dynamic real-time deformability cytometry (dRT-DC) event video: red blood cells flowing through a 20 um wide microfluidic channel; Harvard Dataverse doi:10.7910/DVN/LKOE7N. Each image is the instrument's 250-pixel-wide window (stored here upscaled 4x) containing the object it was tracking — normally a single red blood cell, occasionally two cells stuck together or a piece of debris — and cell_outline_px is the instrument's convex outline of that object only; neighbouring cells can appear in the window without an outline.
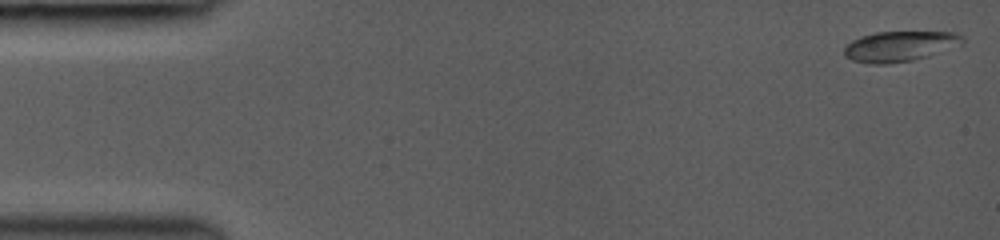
{"species": "common noctule bat (a hibernating species)", "species_latin": "Nyctalus noctula", "temperature_condition": "room temperature", "stored_images_in_passage": 50, "camera_frame_rate_fps": 3000, "um_per_image_px": 0.085, "animal": {"sex": "female", "body_mass_g": 19.0, "forearm_length_mm": 53.3}, "frame": {"image": 1, "passage_image": 1, "time_ms": 0.0, "image_size_px": [1000, 240], "cell_outline_px": [[964, 44], [928, 56], [912, 60], [888, 64], [868, 64], [852, 60], [844, 56], [844, 48], [852, 40], [860, 36], [876, 32], [956, 32], [964, 36]], "centroid_in_image_um": [76.5, 3.93], "position_along_channel_um": 8.5, "area_um2": 21.1}}
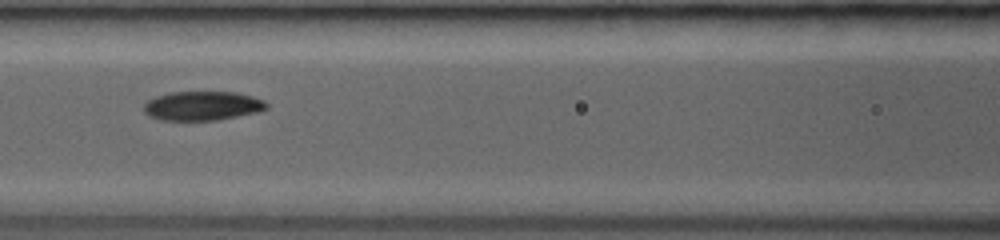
{"frame": {"image": 2, "passage_image": 34, "time_ms": 6.667, "image_size_px": [1000, 240], "cell_outline_px": [[268, 108], [256, 112], [216, 120], [160, 120], [148, 116], [144, 112], [144, 104], [148, 100], [156, 96], [172, 92], [236, 92], [252, 96], [264, 100], [268, 104]], "centroid_in_image_um": [17.19, 8.99], "position_along_channel_um": 149.4, "area_um2": 20.81}}
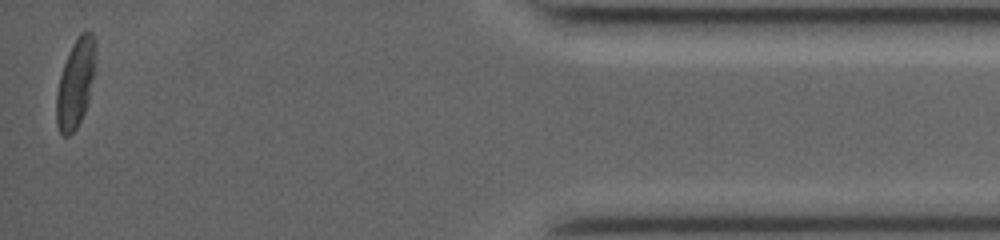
{"frame": {"image": 3, "passage_image": 50, "time_ms": 14.667, "image_size_px": [1000, 240], "cell_outline_px": [[96, 48], [92, 76], [88, 100], [84, 112], [76, 128], [68, 136], [64, 136], [60, 132], [56, 124], [56, 92], [60, 76], [64, 64], [72, 44], [80, 32], [88, 28], [92, 32], [96, 40]], "centroid_in_image_um": [6.41, 7.02], "position_along_channel_um": 428.8, "area_um2": 20.06}, "authors_computed_cell_mechanics": {"area_um2": 20.8369, "velocity_mm_per_s": 4.2148, "shape_relaxation_time_tau1_ms": 3.0319, "shape_relaxation_time_tau2_ms": 4.1852, "deformation_change_tau1": 0.1128, "deformation_change_tau2": 0.0822}}